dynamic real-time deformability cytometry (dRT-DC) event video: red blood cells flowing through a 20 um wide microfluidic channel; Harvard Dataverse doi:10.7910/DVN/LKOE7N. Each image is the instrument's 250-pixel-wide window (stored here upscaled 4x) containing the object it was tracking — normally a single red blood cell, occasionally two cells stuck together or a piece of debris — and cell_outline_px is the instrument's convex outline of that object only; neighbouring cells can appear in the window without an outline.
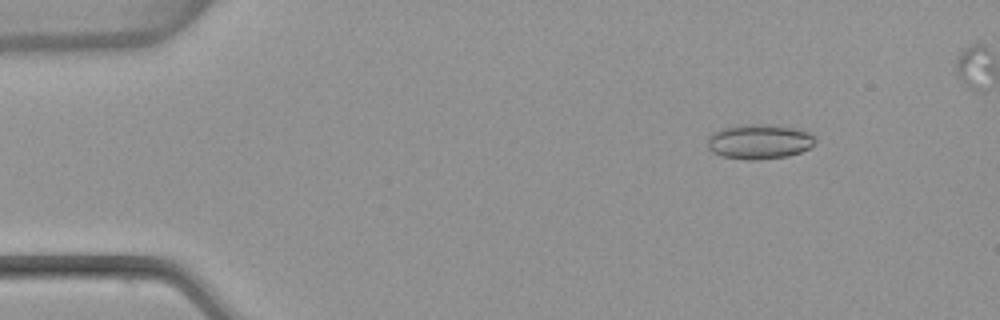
{"species": "common noctule bat (a hibernating species)", "species_latin": "Nyctalus noctula", "temperature_condition": "warm", "stored_images_in_passage": 50, "camera_frame_rate_fps": 3000, "um_per_image_px": 0.085, "animal": {"sex": "female", "body_mass_g": 22.7, "forearm_length_mm": 54.2}, "frame": {"image": 1, "passage_image": 7, "time_ms": 2.0, "image_size_px": [1000, 320], "cell_outline_px": [[816, 140], [808, 148], [800, 152], [788, 156], [756, 160], [748, 160], [724, 156], [712, 152], [708, 148], [708, 136], [712, 132], [720, 128], [740, 124], [768, 124], [792, 128], [808, 132], [816, 136]], "centroid_in_image_um": [64.5, 12.02], "position_along_channel_um": 20.5, "area_um2": 21.91}}
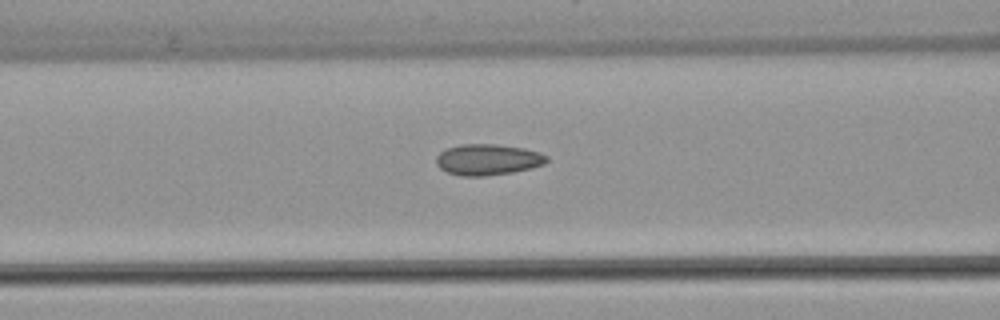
{"frame": {"image": 2, "passage_image": 22, "time_ms": 7.0, "image_size_px": [1000, 320], "cell_outline_px": [[548, 160], [544, 164], [532, 168], [512, 172], [484, 176], [460, 176], [448, 172], [440, 168], [436, 164], [436, 156], [440, 152], [448, 148], [460, 144], [496, 144], [524, 148], [540, 152], [548, 156]], "centroid_in_image_um": [41.47, 13.56], "position_along_channel_um": 125.1, "area_um2": 20.06}}
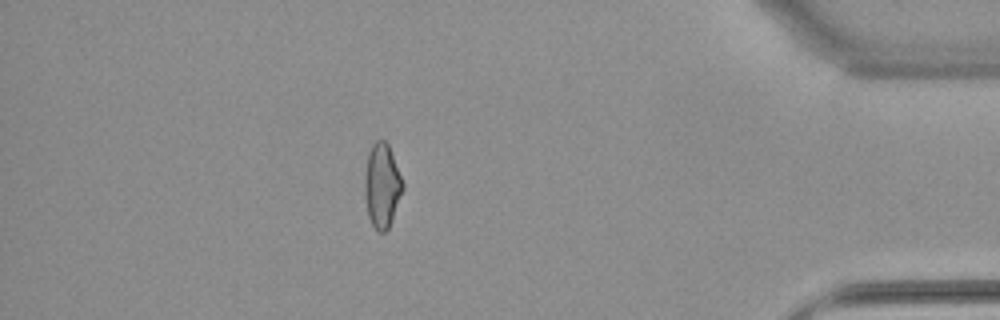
{"frame": {"image": 3, "passage_image": 47, "time_ms": 15.333, "image_size_px": [1000, 320], "cell_outline_px": [[404, 188], [388, 228], [384, 232], [380, 232], [372, 224], [368, 216], [364, 188], [364, 180], [368, 152], [372, 144], [376, 140], [384, 140], [388, 144], [404, 184]], "centroid_in_image_um": [32.46, 15.75], "position_along_channel_um": 402.7, "area_um2": 18.44}}